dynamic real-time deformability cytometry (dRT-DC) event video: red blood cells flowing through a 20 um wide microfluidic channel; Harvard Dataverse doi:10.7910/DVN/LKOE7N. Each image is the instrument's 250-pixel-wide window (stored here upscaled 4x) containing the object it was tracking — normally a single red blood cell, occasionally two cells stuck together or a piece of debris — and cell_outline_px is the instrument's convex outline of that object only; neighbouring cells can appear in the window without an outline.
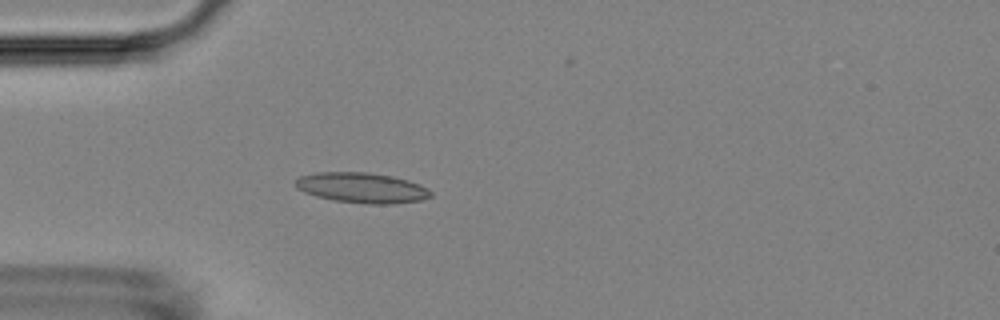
{"species": "Egyptian fruit bat (a non-hibernating species)", "species_latin": "Rousettus aegyptiacus", "temperature_condition": "room temperature", "stored_images_in_passage": 5, "camera_frame_rate_fps": 3000, "um_per_image_px": 0.085, "animal": {"sex": "female"}, "frame": {"image": 1, "passage_image": 5, "time_ms": 5.0, "image_size_px": [1000, 320], "cell_outline_px": [[432, 196], [420, 200], [392, 204], [364, 204], [332, 200], [316, 196], [304, 192], [296, 188], [296, 180], [300, 176], [316, 172], [368, 172], [392, 176], [420, 184], [428, 188], [432, 192]], "centroid_in_image_um": [30.76, 15.96], "position_along_channel_um": 54.2, "area_um2": 23.99}}